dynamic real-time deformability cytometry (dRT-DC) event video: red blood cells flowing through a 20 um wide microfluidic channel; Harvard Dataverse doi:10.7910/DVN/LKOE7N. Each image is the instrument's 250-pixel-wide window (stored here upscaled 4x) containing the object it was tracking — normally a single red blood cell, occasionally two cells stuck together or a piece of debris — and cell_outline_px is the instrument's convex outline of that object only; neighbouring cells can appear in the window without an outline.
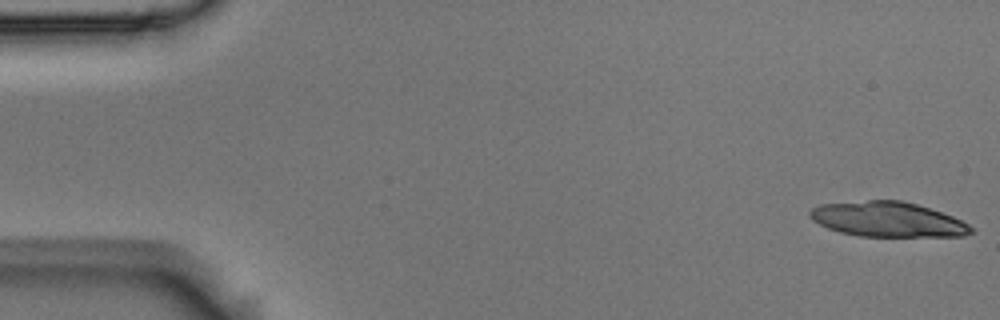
{"species": "Egyptian fruit bat (a non-hibernating species)", "species_latin": "Rousettus aegyptiacus", "temperature_condition": "room temperature", "stored_images_in_passage": 26, "camera_frame_rate_fps": 3000, "um_per_image_px": 0.085, "animal": {"sex": "male"}, "frame": {"image": 1, "passage_image": 1, "time_ms": 0.0, "image_size_px": [1000, 320], "cell_outline_px": [[972, 232], [964, 236], [856, 236], [840, 232], [828, 228], [812, 220], [808, 216], [808, 212], [812, 208], [820, 204], [868, 200], [900, 200], [916, 204], [952, 216], [968, 224], [972, 228]], "centroid_in_image_um": [75.4, 18.64], "position_along_channel_um": 9.6, "area_um2": 32.66}}
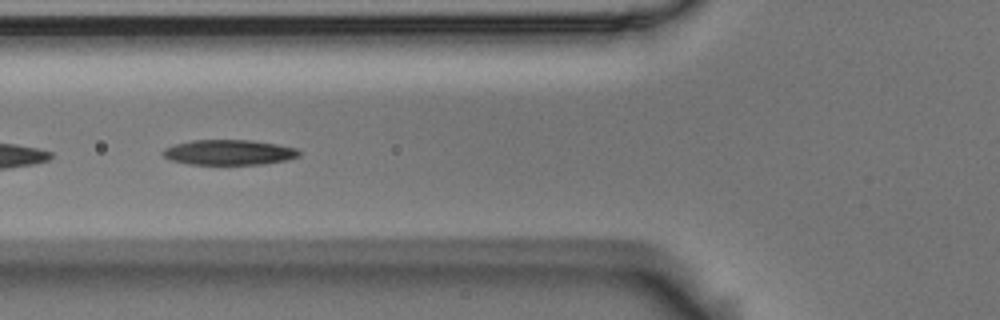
{"frame": {"image": 2, "passage_image": 21, "time_ms": 6.667, "image_size_px": [1000, 320], "cell_outline_px": [[300, 156], [288, 160], [264, 164], [188, 164], [172, 160], [164, 156], [160, 152], [164, 148], [176, 144], [192, 140], [252, 140], [276, 144], [296, 148], [300, 152]], "centroid_in_image_um": [19.48, 12.95], "position_along_channel_um": 106.3, "area_um2": 20.0}}